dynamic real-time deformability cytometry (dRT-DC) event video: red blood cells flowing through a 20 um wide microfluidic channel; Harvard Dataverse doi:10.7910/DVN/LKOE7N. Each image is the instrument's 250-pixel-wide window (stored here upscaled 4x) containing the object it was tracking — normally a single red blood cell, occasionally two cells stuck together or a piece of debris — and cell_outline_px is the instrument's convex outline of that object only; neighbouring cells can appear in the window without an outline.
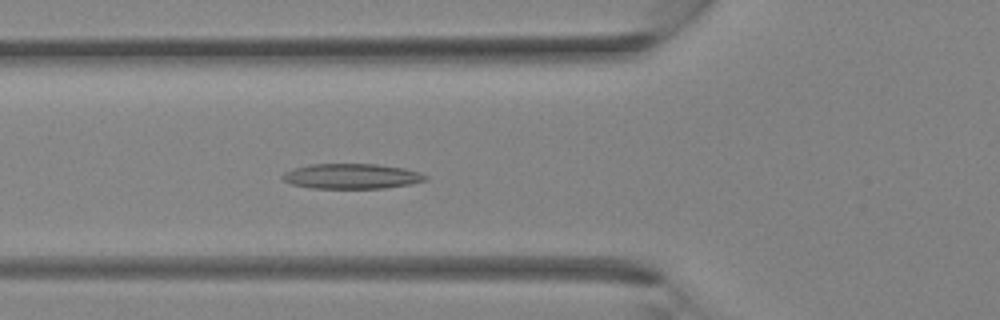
{"species": "Egyptian fruit bat (a non-hibernating species)", "species_latin": "Rousettus aegyptiacus", "temperature_condition": "room temperature", "stored_images_in_passage": 30, "camera_frame_rate_fps": 3000, "um_per_image_px": 0.085, "animal": {"sex": "female"}, "frame": {"image": 1, "passage_image": 8, "time_ms": 2.333, "image_size_px": [1000, 320], "cell_outline_px": [[428, 176], [424, 180], [412, 184], [384, 188], [312, 188], [292, 184], [284, 180], [280, 176], [284, 172], [296, 168], [312, 164], [376, 164], [404, 168], [420, 172]], "centroid_in_image_um": [29.9, 14.98], "position_along_channel_um": 95.9, "area_um2": 20.81}}
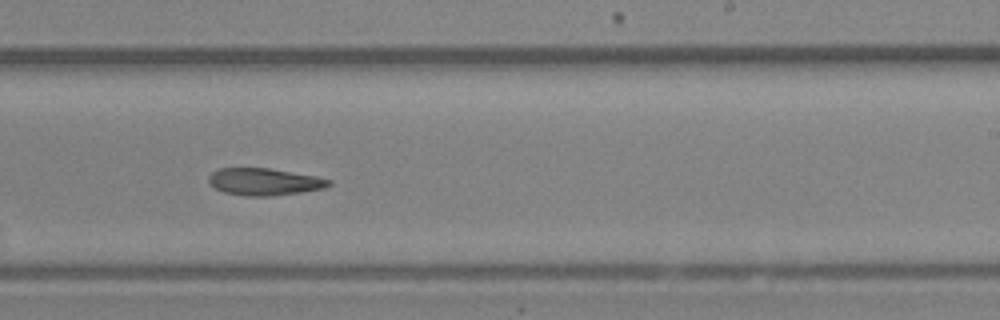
{"frame": {"image": 2, "passage_image": 17, "time_ms": 5.333, "image_size_px": [1000, 320], "cell_outline_px": [[332, 184], [324, 188], [300, 192], [272, 196], [244, 196], [224, 192], [216, 188], [208, 180], [208, 176], [212, 172], [220, 168], [268, 168], [316, 176], [332, 180]], "centroid_in_image_um": [22.48, 15.45], "position_along_channel_um": 266.5, "area_um2": 18.9}}
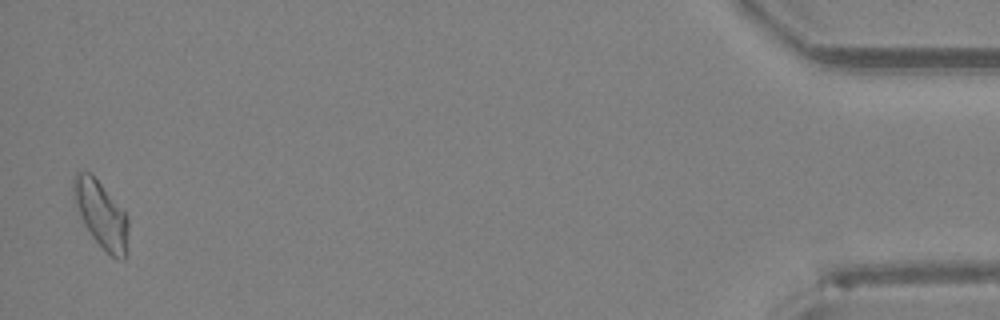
{"frame": {"image": 3, "passage_image": 30, "time_ms": 9.667, "image_size_px": [1000, 320], "cell_outline_px": [[128, 228], [124, 260], [112, 256], [92, 236], [84, 224], [80, 216], [76, 204], [72, 188], [72, 180], [76, 172], [88, 172], [100, 184], [128, 216]], "centroid_in_image_um": [8.58, 18.21], "position_along_channel_um": 426.6, "area_um2": 20.46}}